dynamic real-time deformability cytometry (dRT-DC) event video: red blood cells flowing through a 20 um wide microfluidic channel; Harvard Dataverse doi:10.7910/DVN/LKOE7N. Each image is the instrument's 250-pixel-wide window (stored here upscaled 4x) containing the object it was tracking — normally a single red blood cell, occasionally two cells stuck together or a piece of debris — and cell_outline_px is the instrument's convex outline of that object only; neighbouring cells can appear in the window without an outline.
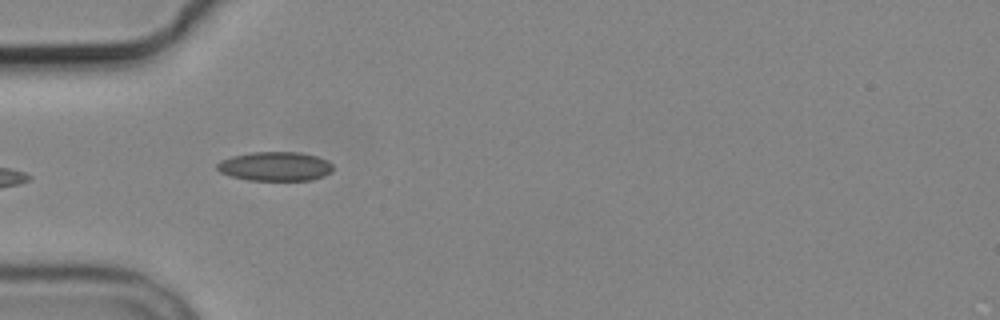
{"species": "common noctule bat (a hibernating species)", "species_latin": "Nyctalus noctula", "temperature_condition": "cold", "stored_images_in_passage": 6, "camera_frame_rate_fps": 3000, "um_per_image_px": 0.085, "animal": {"sex": "male", "body_mass_g": 19.2, "forearm_length_mm": 51.8}, "frame": {"image": 1, "passage_image": 1, "time_ms": 0.0, "image_size_px": [1000, 320], "cell_outline_px": [[332, 172], [324, 176], [312, 180], [248, 180], [232, 176], [220, 172], [216, 168], [216, 164], [220, 160], [232, 156], [252, 152], [300, 152], [316, 156], [328, 160], [332, 164]], "centroid_in_image_um": [23.4, 14.14], "position_along_channel_um": 61.6, "area_um2": 19.77}}
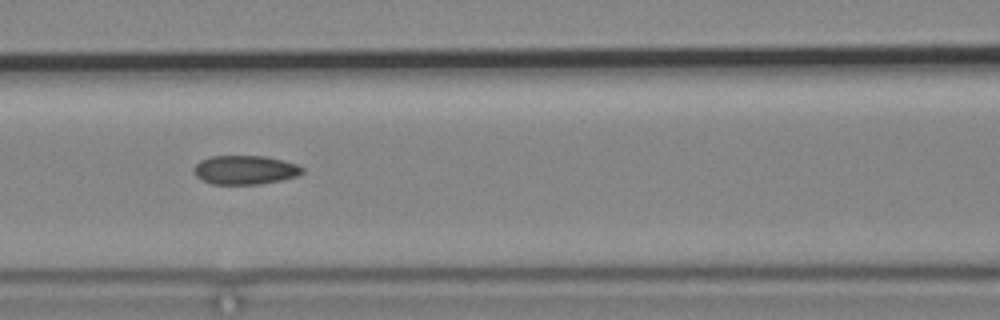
{"frame": {"image": 2, "passage_image": 3, "time_ms": 2.333, "image_size_px": [1000, 320], "cell_outline_px": [[304, 172], [296, 176], [280, 180], [260, 184], [212, 184], [196, 176], [192, 168], [200, 160], [212, 156], [268, 156], [284, 160], [296, 164], [304, 168]], "centroid_in_image_um": [20.83, 14.43], "position_along_channel_um": 145.8, "area_um2": 18.32}}
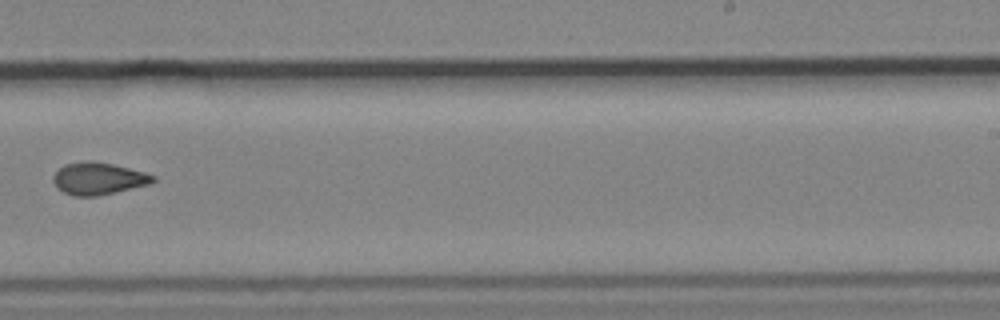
{"frame": {"image": 3, "passage_image": 6, "time_ms": 6.0, "image_size_px": [1000, 320], "cell_outline_px": [[156, 180], [152, 184], [100, 196], [72, 196], [56, 188], [52, 180], [52, 176], [64, 164], [84, 160], [92, 160], [112, 164], [144, 172], [156, 176]], "centroid_in_image_um": [8.36, 15.18], "position_along_channel_um": 280.6, "area_um2": 19.07}}